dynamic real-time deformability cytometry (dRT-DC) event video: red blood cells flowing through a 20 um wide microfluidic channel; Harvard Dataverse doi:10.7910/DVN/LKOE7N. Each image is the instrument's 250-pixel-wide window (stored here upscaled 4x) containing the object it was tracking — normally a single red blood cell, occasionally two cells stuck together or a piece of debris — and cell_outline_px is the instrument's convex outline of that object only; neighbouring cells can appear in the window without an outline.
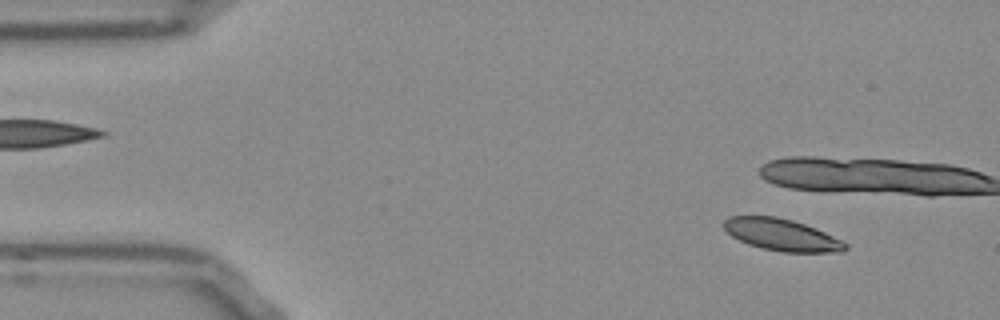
{"species": "Egyptian fruit bat (a non-hibernating species)", "species_latin": "Rousettus aegyptiacus", "temperature_condition": "room temperature", "stored_images_in_passage": 12, "camera_frame_rate_fps": 3000, "um_per_image_px": 0.085, "frame": {"image": 1, "passage_image": 6, "time_ms": 1.667, "image_size_px": [1000, 320], "cell_outline_px": [[848, 248], [844, 252], [784, 252], [760, 248], [748, 244], [732, 236], [724, 228], [724, 220], [728, 216], [776, 216], [792, 220], [816, 228], [848, 244]], "centroid_in_image_um": [66.45, 19.96], "position_along_channel_um": 18.5, "area_um2": 22.48}}